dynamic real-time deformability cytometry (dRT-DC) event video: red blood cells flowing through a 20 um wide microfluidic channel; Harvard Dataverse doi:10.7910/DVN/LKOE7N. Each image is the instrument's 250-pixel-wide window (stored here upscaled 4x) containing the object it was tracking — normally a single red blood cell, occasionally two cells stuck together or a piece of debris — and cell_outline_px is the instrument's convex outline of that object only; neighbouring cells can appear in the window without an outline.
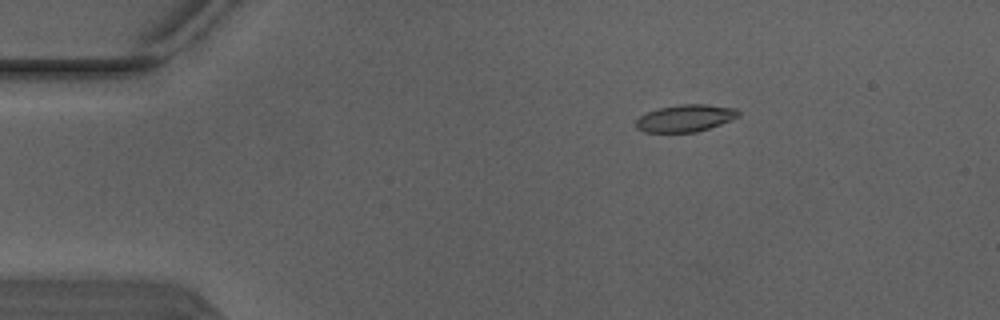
{"species": "Egyptian fruit bat (a non-hibernating species)", "species_latin": "Rousettus aegyptiacus", "temperature_condition": "warm", "stored_images_in_passage": 4, "camera_frame_rate_fps": 3000, "um_per_image_px": 0.085, "animal": {"sex": "male"}, "frame": {"image": 1, "passage_image": 2, "time_ms": 0.333, "image_size_px": [1000, 320], "cell_outline_px": [[740, 116], [720, 124], [696, 132], [644, 132], [636, 128], [636, 120], [640, 116], [648, 112], [660, 108], [680, 104], [708, 104], [736, 108], [740, 112]], "centroid_in_image_um": [58.27, 10.04], "position_along_channel_um": 26.7, "area_um2": 16.13}}
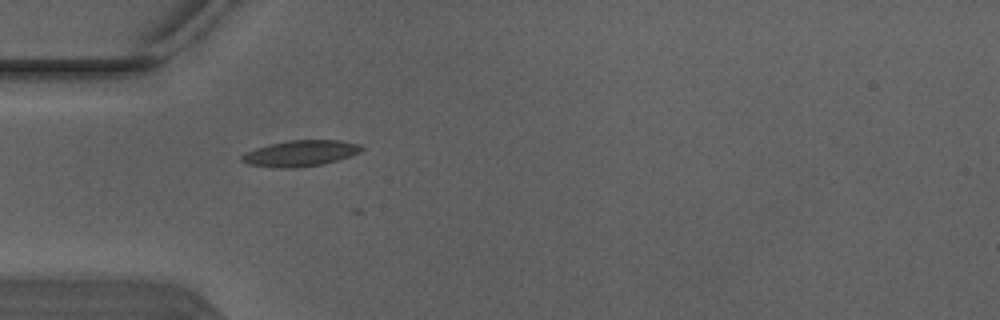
{"frame": {"image": 2, "passage_image": 4, "time_ms": 1.0, "image_size_px": [1000, 320], "cell_outline_px": [[364, 148], [360, 152], [324, 164], [292, 168], [284, 168], [248, 164], [240, 160], [240, 156], [256, 148], [268, 144], [288, 140], [340, 140], [360, 144]], "centroid_in_image_um": [25.54, 13.02], "position_along_channel_um": 59.5, "area_um2": 17.98}}